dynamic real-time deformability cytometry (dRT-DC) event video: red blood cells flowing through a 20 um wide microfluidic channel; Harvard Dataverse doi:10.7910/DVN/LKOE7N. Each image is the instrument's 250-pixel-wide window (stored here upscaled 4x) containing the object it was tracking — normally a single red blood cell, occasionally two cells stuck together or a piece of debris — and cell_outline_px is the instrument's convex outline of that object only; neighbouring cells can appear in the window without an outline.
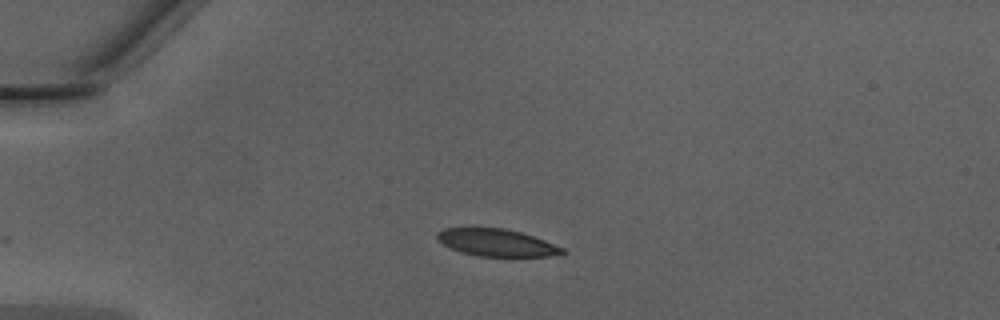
{"species": "Egyptian fruit bat (a non-hibernating species)", "species_latin": "Rousettus aegyptiacus", "temperature_condition": "warm", "stored_images_in_passage": 29, "camera_frame_rate_fps": 3000, "um_per_image_px": 0.085, "animal": {"sex": "male"}, "frame": {"image": 1, "passage_image": 1, "time_ms": 0.0, "image_size_px": [1000, 320], "cell_outline_px": [[568, 252], [548, 256], [476, 256], [460, 252], [436, 240], [436, 232], [444, 228], [504, 228], [520, 232], [544, 240], [564, 248]], "centroid_in_image_um": [42.18, 20.62], "position_along_channel_um": 42.8, "area_um2": 19.77}}
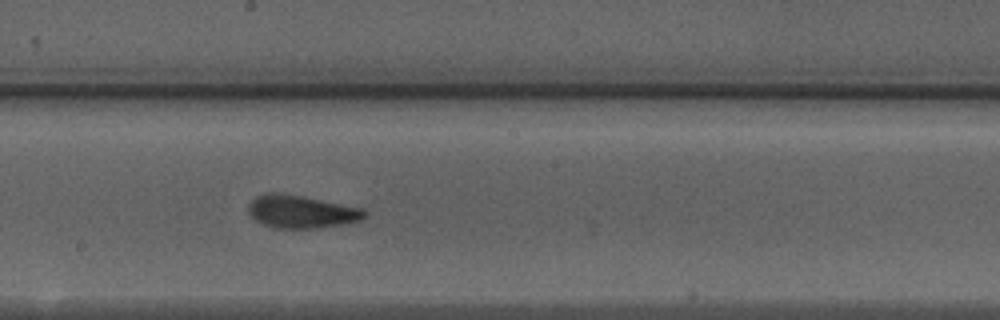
{"frame": {"image": 2, "passage_image": 16, "time_ms": 5.0, "image_size_px": [1000, 320], "cell_outline_px": [[368, 216], [360, 220], [348, 224], [316, 228], [272, 228], [256, 220], [248, 212], [248, 204], [256, 196], [264, 192], [276, 192], [300, 196], [364, 208], [368, 212]], "centroid_in_image_um": [25.64, 17.99], "position_along_channel_um": 222.6, "area_um2": 22.43}}
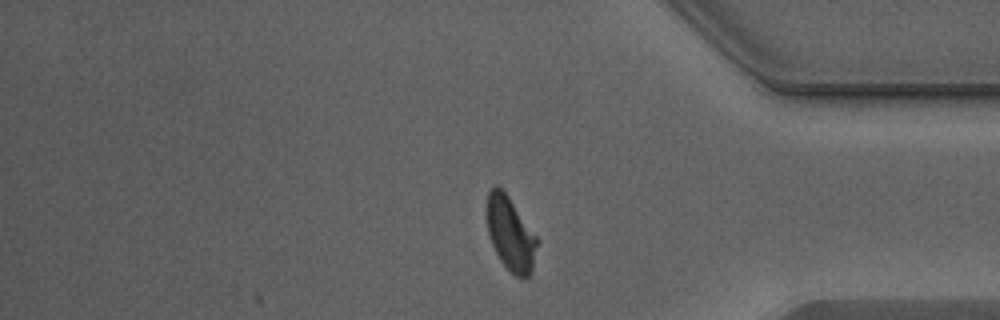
{"frame": {"image": 3, "passage_image": 29, "time_ms": 9.333, "image_size_px": [1000, 320], "cell_outline_px": [[540, 240], [532, 268], [528, 276], [516, 276], [500, 260], [492, 244], [488, 232], [484, 208], [488, 192], [496, 184], [508, 196]], "centroid_in_image_um": [43.37, 19.82], "position_along_channel_um": 391.8, "area_um2": 21.73}, "authors_computed_cell_mechanics": {"area_um2": 21.7906, "velocity_mm_per_s": 4.3048, "shape_relaxation_time_tau1_ms": 3.8744, "shape_relaxation_time_tau2_ms": 1.0798, "deformation_change_tau1": 0.1692, "deformation_change_tau2": 0.0783}}